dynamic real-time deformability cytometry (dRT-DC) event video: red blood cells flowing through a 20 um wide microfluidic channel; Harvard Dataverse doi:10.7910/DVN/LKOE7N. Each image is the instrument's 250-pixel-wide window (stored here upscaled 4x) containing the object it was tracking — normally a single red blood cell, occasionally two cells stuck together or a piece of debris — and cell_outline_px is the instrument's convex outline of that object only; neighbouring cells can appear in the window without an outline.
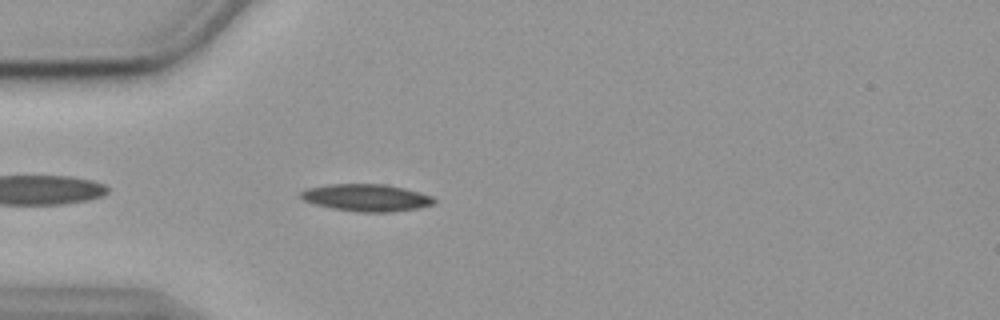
{"species": "common noctule bat (a hibernating species)", "species_latin": "Nyctalus noctula", "temperature_condition": "cold", "stored_images_in_passage": 44, "camera_frame_rate_fps": 3000, "um_per_image_px": 0.085, "animal": {"sex": "female", "body_mass_g": 19.9}, "frame": {"image": 1, "passage_image": 4, "time_ms": 1.0, "image_size_px": [1000, 320], "cell_outline_px": [[436, 200], [432, 204], [416, 208], [392, 212], [360, 212], [332, 208], [316, 204], [304, 200], [300, 196], [300, 192], [304, 188], [328, 184], [384, 184], [404, 188], [420, 192], [432, 196]], "centroid_in_image_um": [31.12, 16.79], "position_along_channel_um": 53.9, "area_um2": 21.04}}
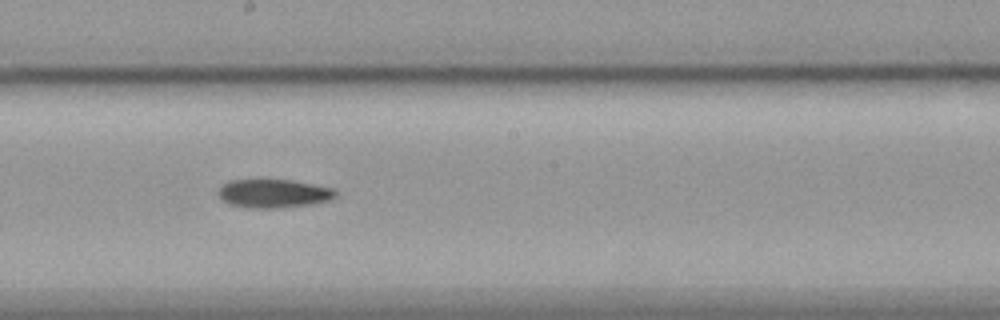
{"frame": {"image": 2, "passage_image": 19, "time_ms": 6.0, "image_size_px": [1000, 320], "cell_outline_px": [[336, 196], [332, 200], [312, 204], [280, 208], [248, 208], [232, 204], [224, 200], [216, 192], [228, 180], [256, 176], [292, 180], [336, 188]], "centroid_in_image_um": [23.26, 16.39], "position_along_channel_um": 224.9, "area_um2": 20.52}}
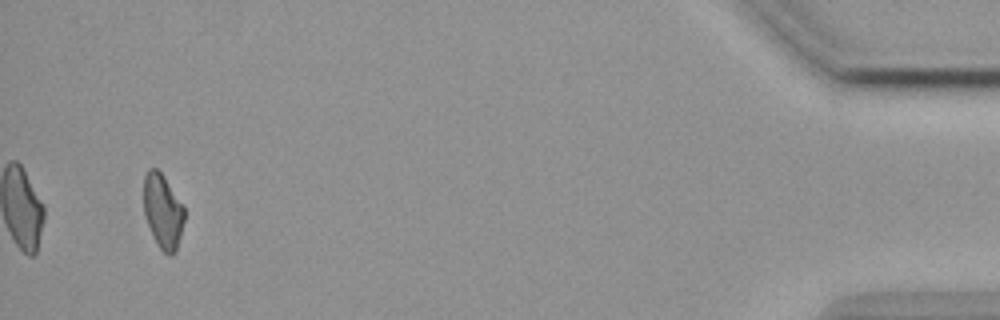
{"frame": {"image": 3, "passage_image": 42, "time_ms": 13.667, "image_size_px": [1000, 320], "cell_outline_px": [[184, 220], [176, 252], [172, 256], [168, 256], [160, 248], [152, 236], [144, 216], [144, 176], [148, 168], [156, 168], [164, 176], [184, 204]], "centroid_in_image_um": [13.84, 17.96], "position_along_channel_um": 421.4, "area_um2": 17.92}}